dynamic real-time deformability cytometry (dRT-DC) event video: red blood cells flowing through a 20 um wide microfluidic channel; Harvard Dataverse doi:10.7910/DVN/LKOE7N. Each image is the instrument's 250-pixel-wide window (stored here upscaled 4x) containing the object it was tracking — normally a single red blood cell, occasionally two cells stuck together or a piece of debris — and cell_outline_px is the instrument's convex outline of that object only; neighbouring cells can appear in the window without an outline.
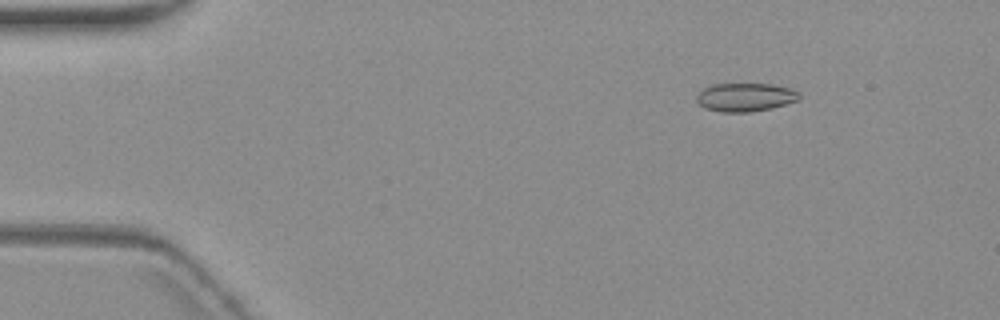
{"species": "common noctule bat (a hibernating species)", "species_latin": "Nyctalus noctula", "temperature_condition": "warm", "stored_images_in_passage": 4, "camera_frame_rate_fps": 3000, "um_per_image_px": 0.085, "animal": {"sex": "female", "body_mass_g": 19.3, "forearm_length_mm": 54.1}, "frame": {"image": 1, "passage_image": 2, "time_ms": 1.333, "image_size_px": [1000, 320], "cell_outline_px": [[800, 100], [772, 108], [748, 112], [724, 112], [704, 108], [696, 100], [696, 96], [704, 88], [712, 84], [772, 84], [788, 88], [800, 92]], "centroid_in_image_um": [63.37, 8.26], "position_along_channel_um": 21.6, "area_um2": 16.99}}
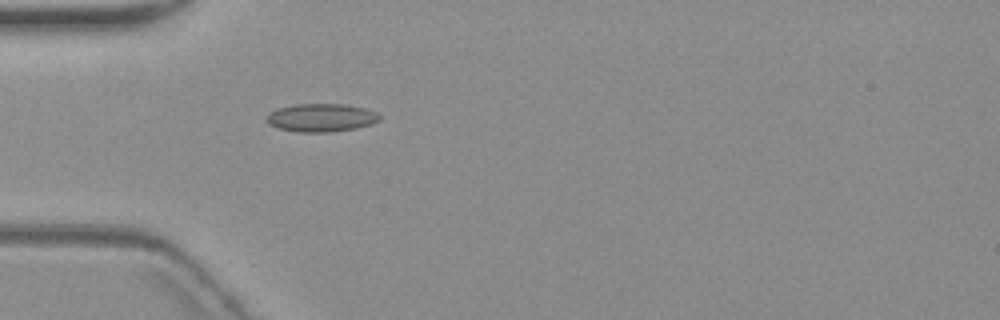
{"frame": {"image": 2, "passage_image": 4, "time_ms": 4.667, "image_size_px": [1000, 320], "cell_outline_px": [[380, 120], [372, 124], [356, 128], [332, 132], [296, 132], [280, 128], [268, 124], [264, 120], [272, 112], [280, 108], [296, 104], [344, 104], [364, 108], [376, 112], [380, 116]], "centroid_in_image_um": [27.33, 10.01], "position_along_channel_um": 57.7, "area_um2": 18.44}}